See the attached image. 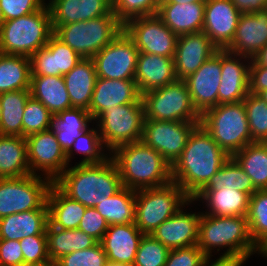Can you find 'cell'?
Segmentation results:
<instances>
[{"label": "cell", "instance_id": "1", "mask_svg": "<svg viewBox=\"0 0 267 266\" xmlns=\"http://www.w3.org/2000/svg\"><path fill=\"white\" fill-rule=\"evenodd\" d=\"M230 156L199 123L172 165V181L193 199Z\"/></svg>", "mask_w": 267, "mask_h": 266}, {"label": "cell", "instance_id": "2", "mask_svg": "<svg viewBox=\"0 0 267 266\" xmlns=\"http://www.w3.org/2000/svg\"><path fill=\"white\" fill-rule=\"evenodd\" d=\"M54 183L87 208H94L123 188L117 165L110 155L99 164L69 165Z\"/></svg>", "mask_w": 267, "mask_h": 266}, {"label": "cell", "instance_id": "3", "mask_svg": "<svg viewBox=\"0 0 267 266\" xmlns=\"http://www.w3.org/2000/svg\"><path fill=\"white\" fill-rule=\"evenodd\" d=\"M109 155L117 165L123 187L138 191L172 181V166L142 140L120 145Z\"/></svg>", "mask_w": 267, "mask_h": 266}, {"label": "cell", "instance_id": "4", "mask_svg": "<svg viewBox=\"0 0 267 266\" xmlns=\"http://www.w3.org/2000/svg\"><path fill=\"white\" fill-rule=\"evenodd\" d=\"M198 247L210 259L212 250L228 249L219 259L243 265L256 252L246 216H213L201 212L198 224Z\"/></svg>", "mask_w": 267, "mask_h": 266}, {"label": "cell", "instance_id": "5", "mask_svg": "<svg viewBox=\"0 0 267 266\" xmlns=\"http://www.w3.org/2000/svg\"><path fill=\"white\" fill-rule=\"evenodd\" d=\"M54 34L47 3L38 11L7 20L0 30L1 54L30 57Z\"/></svg>", "mask_w": 267, "mask_h": 266}, {"label": "cell", "instance_id": "6", "mask_svg": "<svg viewBox=\"0 0 267 266\" xmlns=\"http://www.w3.org/2000/svg\"><path fill=\"white\" fill-rule=\"evenodd\" d=\"M52 27L54 35L82 59L92 58L124 30L113 11L95 19Z\"/></svg>", "mask_w": 267, "mask_h": 266}, {"label": "cell", "instance_id": "7", "mask_svg": "<svg viewBox=\"0 0 267 266\" xmlns=\"http://www.w3.org/2000/svg\"><path fill=\"white\" fill-rule=\"evenodd\" d=\"M200 124L230 157L252 143L243 101L218 104L206 110Z\"/></svg>", "mask_w": 267, "mask_h": 266}, {"label": "cell", "instance_id": "8", "mask_svg": "<svg viewBox=\"0 0 267 266\" xmlns=\"http://www.w3.org/2000/svg\"><path fill=\"white\" fill-rule=\"evenodd\" d=\"M192 202L173 181L161 187L138 190L135 225L144 235L151 234L163 221Z\"/></svg>", "mask_w": 267, "mask_h": 266}, {"label": "cell", "instance_id": "9", "mask_svg": "<svg viewBox=\"0 0 267 266\" xmlns=\"http://www.w3.org/2000/svg\"><path fill=\"white\" fill-rule=\"evenodd\" d=\"M145 120L200 122L185 80L176 81L142 94Z\"/></svg>", "mask_w": 267, "mask_h": 266}, {"label": "cell", "instance_id": "10", "mask_svg": "<svg viewBox=\"0 0 267 266\" xmlns=\"http://www.w3.org/2000/svg\"><path fill=\"white\" fill-rule=\"evenodd\" d=\"M95 121L108 153L120 145L141 141L145 121L143 100L107 108Z\"/></svg>", "mask_w": 267, "mask_h": 266}, {"label": "cell", "instance_id": "11", "mask_svg": "<svg viewBox=\"0 0 267 266\" xmlns=\"http://www.w3.org/2000/svg\"><path fill=\"white\" fill-rule=\"evenodd\" d=\"M40 176L0 178V219L28 210L48 209L47 195L53 182Z\"/></svg>", "mask_w": 267, "mask_h": 266}, {"label": "cell", "instance_id": "12", "mask_svg": "<svg viewBox=\"0 0 267 266\" xmlns=\"http://www.w3.org/2000/svg\"><path fill=\"white\" fill-rule=\"evenodd\" d=\"M139 53L133 39L123 30L91 59L98 78L134 80Z\"/></svg>", "mask_w": 267, "mask_h": 266}, {"label": "cell", "instance_id": "13", "mask_svg": "<svg viewBox=\"0 0 267 266\" xmlns=\"http://www.w3.org/2000/svg\"><path fill=\"white\" fill-rule=\"evenodd\" d=\"M139 52L174 57L178 36L157 15L135 17L124 24Z\"/></svg>", "mask_w": 267, "mask_h": 266}, {"label": "cell", "instance_id": "14", "mask_svg": "<svg viewBox=\"0 0 267 266\" xmlns=\"http://www.w3.org/2000/svg\"><path fill=\"white\" fill-rule=\"evenodd\" d=\"M200 122L145 120L142 141L172 166L181 156L193 129Z\"/></svg>", "mask_w": 267, "mask_h": 266}, {"label": "cell", "instance_id": "15", "mask_svg": "<svg viewBox=\"0 0 267 266\" xmlns=\"http://www.w3.org/2000/svg\"><path fill=\"white\" fill-rule=\"evenodd\" d=\"M26 142L31 174L39 175L38 170L42 171L54 182L69 167L66 153L52 129L31 134L26 137Z\"/></svg>", "mask_w": 267, "mask_h": 266}, {"label": "cell", "instance_id": "16", "mask_svg": "<svg viewBox=\"0 0 267 266\" xmlns=\"http://www.w3.org/2000/svg\"><path fill=\"white\" fill-rule=\"evenodd\" d=\"M221 75V50H218L195 73L184 79L193 106L200 115L218 105Z\"/></svg>", "mask_w": 267, "mask_h": 266}, {"label": "cell", "instance_id": "17", "mask_svg": "<svg viewBox=\"0 0 267 266\" xmlns=\"http://www.w3.org/2000/svg\"><path fill=\"white\" fill-rule=\"evenodd\" d=\"M240 15L231 0H207L202 31L219 50H225L235 35Z\"/></svg>", "mask_w": 267, "mask_h": 266}, {"label": "cell", "instance_id": "18", "mask_svg": "<svg viewBox=\"0 0 267 266\" xmlns=\"http://www.w3.org/2000/svg\"><path fill=\"white\" fill-rule=\"evenodd\" d=\"M218 50L203 31L178 36L174 55L177 79L195 73Z\"/></svg>", "mask_w": 267, "mask_h": 266}, {"label": "cell", "instance_id": "19", "mask_svg": "<svg viewBox=\"0 0 267 266\" xmlns=\"http://www.w3.org/2000/svg\"><path fill=\"white\" fill-rule=\"evenodd\" d=\"M242 59H245L244 62L248 60V64L240 62ZM249 60L251 58L221 50L222 75L218 90V104L237 103L247 96L249 93Z\"/></svg>", "mask_w": 267, "mask_h": 266}, {"label": "cell", "instance_id": "20", "mask_svg": "<svg viewBox=\"0 0 267 266\" xmlns=\"http://www.w3.org/2000/svg\"><path fill=\"white\" fill-rule=\"evenodd\" d=\"M81 60L82 57L53 34L46 46L30 56L31 75L63 76Z\"/></svg>", "mask_w": 267, "mask_h": 266}, {"label": "cell", "instance_id": "21", "mask_svg": "<svg viewBox=\"0 0 267 266\" xmlns=\"http://www.w3.org/2000/svg\"><path fill=\"white\" fill-rule=\"evenodd\" d=\"M267 45V8L261 11L241 14L229 52L251 59Z\"/></svg>", "mask_w": 267, "mask_h": 266}, {"label": "cell", "instance_id": "22", "mask_svg": "<svg viewBox=\"0 0 267 266\" xmlns=\"http://www.w3.org/2000/svg\"><path fill=\"white\" fill-rule=\"evenodd\" d=\"M141 98L142 95L135 80H111L97 77L88 111L95 121L107 108L136 103Z\"/></svg>", "mask_w": 267, "mask_h": 266}, {"label": "cell", "instance_id": "23", "mask_svg": "<svg viewBox=\"0 0 267 266\" xmlns=\"http://www.w3.org/2000/svg\"><path fill=\"white\" fill-rule=\"evenodd\" d=\"M184 207L185 205L151 233L169 250L197 245L201 213H185L182 210Z\"/></svg>", "mask_w": 267, "mask_h": 266}, {"label": "cell", "instance_id": "24", "mask_svg": "<svg viewBox=\"0 0 267 266\" xmlns=\"http://www.w3.org/2000/svg\"><path fill=\"white\" fill-rule=\"evenodd\" d=\"M143 235L135 223L110 225L100 242L108 263L133 266Z\"/></svg>", "mask_w": 267, "mask_h": 266}, {"label": "cell", "instance_id": "25", "mask_svg": "<svg viewBox=\"0 0 267 266\" xmlns=\"http://www.w3.org/2000/svg\"><path fill=\"white\" fill-rule=\"evenodd\" d=\"M134 80L141 95L176 81L174 57L140 52Z\"/></svg>", "mask_w": 267, "mask_h": 266}, {"label": "cell", "instance_id": "26", "mask_svg": "<svg viewBox=\"0 0 267 266\" xmlns=\"http://www.w3.org/2000/svg\"><path fill=\"white\" fill-rule=\"evenodd\" d=\"M52 26H61L105 16L112 11V0H49Z\"/></svg>", "mask_w": 267, "mask_h": 266}, {"label": "cell", "instance_id": "27", "mask_svg": "<svg viewBox=\"0 0 267 266\" xmlns=\"http://www.w3.org/2000/svg\"><path fill=\"white\" fill-rule=\"evenodd\" d=\"M157 15L177 36L203 30L205 3H160Z\"/></svg>", "mask_w": 267, "mask_h": 266}, {"label": "cell", "instance_id": "28", "mask_svg": "<svg viewBox=\"0 0 267 266\" xmlns=\"http://www.w3.org/2000/svg\"><path fill=\"white\" fill-rule=\"evenodd\" d=\"M48 223V209L11 214L0 219V239L20 241L28 236L47 235Z\"/></svg>", "mask_w": 267, "mask_h": 266}, {"label": "cell", "instance_id": "29", "mask_svg": "<svg viewBox=\"0 0 267 266\" xmlns=\"http://www.w3.org/2000/svg\"><path fill=\"white\" fill-rule=\"evenodd\" d=\"M72 108L89 109L97 74L91 58H83L69 73L63 75Z\"/></svg>", "mask_w": 267, "mask_h": 266}, {"label": "cell", "instance_id": "30", "mask_svg": "<svg viewBox=\"0 0 267 266\" xmlns=\"http://www.w3.org/2000/svg\"><path fill=\"white\" fill-rule=\"evenodd\" d=\"M249 196L234 188L223 187L220 190H201L192 200H204L208 207L205 215L213 216H246Z\"/></svg>", "mask_w": 267, "mask_h": 266}, {"label": "cell", "instance_id": "31", "mask_svg": "<svg viewBox=\"0 0 267 266\" xmlns=\"http://www.w3.org/2000/svg\"><path fill=\"white\" fill-rule=\"evenodd\" d=\"M49 223L59 229H78L86 208L67 196L54 182L47 195Z\"/></svg>", "mask_w": 267, "mask_h": 266}, {"label": "cell", "instance_id": "32", "mask_svg": "<svg viewBox=\"0 0 267 266\" xmlns=\"http://www.w3.org/2000/svg\"><path fill=\"white\" fill-rule=\"evenodd\" d=\"M29 90L53 115L72 108L63 76L31 75Z\"/></svg>", "mask_w": 267, "mask_h": 266}, {"label": "cell", "instance_id": "33", "mask_svg": "<svg viewBox=\"0 0 267 266\" xmlns=\"http://www.w3.org/2000/svg\"><path fill=\"white\" fill-rule=\"evenodd\" d=\"M29 174L26 138L0 135V178H20Z\"/></svg>", "mask_w": 267, "mask_h": 266}, {"label": "cell", "instance_id": "34", "mask_svg": "<svg viewBox=\"0 0 267 266\" xmlns=\"http://www.w3.org/2000/svg\"><path fill=\"white\" fill-rule=\"evenodd\" d=\"M93 118L89 111L81 108H70L53 115L52 126L56 140L67 153L74 141L87 129Z\"/></svg>", "mask_w": 267, "mask_h": 266}, {"label": "cell", "instance_id": "35", "mask_svg": "<svg viewBox=\"0 0 267 266\" xmlns=\"http://www.w3.org/2000/svg\"><path fill=\"white\" fill-rule=\"evenodd\" d=\"M47 246L51 263L74 251L90 248L97 241L79 229H59L50 223L47 225Z\"/></svg>", "mask_w": 267, "mask_h": 266}, {"label": "cell", "instance_id": "36", "mask_svg": "<svg viewBox=\"0 0 267 266\" xmlns=\"http://www.w3.org/2000/svg\"><path fill=\"white\" fill-rule=\"evenodd\" d=\"M30 82V57L0 55V94L16 90H29Z\"/></svg>", "mask_w": 267, "mask_h": 266}, {"label": "cell", "instance_id": "37", "mask_svg": "<svg viewBox=\"0 0 267 266\" xmlns=\"http://www.w3.org/2000/svg\"><path fill=\"white\" fill-rule=\"evenodd\" d=\"M232 157L251 178L256 190H267V143L248 144Z\"/></svg>", "mask_w": 267, "mask_h": 266}, {"label": "cell", "instance_id": "38", "mask_svg": "<svg viewBox=\"0 0 267 266\" xmlns=\"http://www.w3.org/2000/svg\"><path fill=\"white\" fill-rule=\"evenodd\" d=\"M108 225L135 223L136 191L123 187L114 196L94 207Z\"/></svg>", "mask_w": 267, "mask_h": 266}, {"label": "cell", "instance_id": "39", "mask_svg": "<svg viewBox=\"0 0 267 266\" xmlns=\"http://www.w3.org/2000/svg\"><path fill=\"white\" fill-rule=\"evenodd\" d=\"M30 97V90H16L0 94V135L22 136L24 108Z\"/></svg>", "mask_w": 267, "mask_h": 266}, {"label": "cell", "instance_id": "40", "mask_svg": "<svg viewBox=\"0 0 267 266\" xmlns=\"http://www.w3.org/2000/svg\"><path fill=\"white\" fill-rule=\"evenodd\" d=\"M223 187L234 188V190L246 193L249 197L257 191L251 178L233 157L224 163L202 190H220Z\"/></svg>", "mask_w": 267, "mask_h": 266}, {"label": "cell", "instance_id": "41", "mask_svg": "<svg viewBox=\"0 0 267 266\" xmlns=\"http://www.w3.org/2000/svg\"><path fill=\"white\" fill-rule=\"evenodd\" d=\"M73 151L84 155V158L79 164H99L109 158L103 152L104 145L98 127L97 130L96 128L87 129L74 141L71 149L66 153L68 164L71 162L72 155L74 156Z\"/></svg>", "mask_w": 267, "mask_h": 266}, {"label": "cell", "instance_id": "42", "mask_svg": "<svg viewBox=\"0 0 267 266\" xmlns=\"http://www.w3.org/2000/svg\"><path fill=\"white\" fill-rule=\"evenodd\" d=\"M252 143H267V101L261 94L248 93L243 100Z\"/></svg>", "mask_w": 267, "mask_h": 266}, {"label": "cell", "instance_id": "43", "mask_svg": "<svg viewBox=\"0 0 267 266\" xmlns=\"http://www.w3.org/2000/svg\"><path fill=\"white\" fill-rule=\"evenodd\" d=\"M249 233L255 246L267 235V190H257L249 198Z\"/></svg>", "mask_w": 267, "mask_h": 266}, {"label": "cell", "instance_id": "44", "mask_svg": "<svg viewBox=\"0 0 267 266\" xmlns=\"http://www.w3.org/2000/svg\"><path fill=\"white\" fill-rule=\"evenodd\" d=\"M53 114L38 100L30 97L22 120V137L51 129Z\"/></svg>", "mask_w": 267, "mask_h": 266}, {"label": "cell", "instance_id": "45", "mask_svg": "<svg viewBox=\"0 0 267 266\" xmlns=\"http://www.w3.org/2000/svg\"><path fill=\"white\" fill-rule=\"evenodd\" d=\"M169 249L151 234L143 235L133 266H164Z\"/></svg>", "mask_w": 267, "mask_h": 266}, {"label": "cell", "instance_id": "46", "mask_svg": "<svg viewBox=\"0 0 267 266\" xmlns=\"http://www.w3.org/2000/svg\"><path fill=\"white\" fill-rule=\"evenodd\" d=\"M158 0H112V11L125 24L135 17L157 14Z\"/></svg>", "mask_w": 267, "mask_h": 266}, {"label": "cell", "instance_id": "47", "mask_svg": "<svg viewBox=\"0 0 267 266\" xmlns=\"http://www.w3.org/2000/svg\"><path fill=\"white\" fill-rule=\"evenodd\" d=\"M107 255L100 242L59 258L54 266H108Z\"/></svg>", "mask_w": 267, "mask_h": 266}, {"label": "cell", "instance_id": "48", "mask_svg": "<svg viewBox=\"0 0 267 266\" xmlns=\"http://www.w3.org/2000/svg\"><path fill=\"white\" fill-rule=\"evenodd\" d=\"M24 266L52 264L48 255L47 235L28 236L20 240Z\"/></svg>", "mask_w": 267, "mask_h": 266}, {"label": "cell", "instance_id": "49", "mask_svg": "<svg viewBox=\"0 0 267 266\" xmlns=\"http://www.w3.org/2000/svg\"><path fill=\"white\" fill-rule=\"evenodd\" d=\"M208 260L198 245H194L170 250L164 266H203Z\"/></svg>", "mask_w": 267, "mask_h": 266}, {"label": "cell", "instance_id": "50", "mask_svg": "<svg viewBox=\"0 0 267 266\" xmlns=\"http://www.w3.org/2000/svg\"><path fill=\"white\" fill-rule=\"evenodd\" d=\"M45 4L44 0H0V9L7 21L36 12Z\"/></svg>", "mask_w": 267, "mask_h": 266}, {"label": "cell", "instance_id": "51", "mask_svg": "<svg viewBox=\"0 0 267 266\" xmlns=\"http://www.w3.org/2000/svg\"><path fill=\"white\" fill-rule=\"evenodd\" d=\"M108 227L106 220L95 208H86L78 229L93 237L97 242H101Z\"/></svg>", "mask_w": 267, "mask_h": 266}, {"label": "cell", "instance_id": "52", "mask_svg": "<svg viewBox=\"0 0 267 266\" xmlns=\"http://www.w3.org/2000/svg\"><path fill=\"white\" fill-rule=\"evenodd\" d=\"M0 266H24L19 240L0 239Z\"/></svg>", "mask_w": 267, "mask_h": 266}, {"label": "cell", "instance_id": "53", "mask_svg": "<svg viewBox=\"0 0 267 266\" xmlns=\"http://www.w3.org/2000/svg\"><path fill=\"white\" fill-rule=\"evenodd\" d=\"M266 90L267 66H260L251 59L249 66V93L262 94Z\"/></svg>", "mask_w": 267, "mask_h": 266}, {"label": "cell", "instance_id": "54", "mask_svg": "<svg viewBox=\"0 0 267 266\" xmlns=\"http://www.w3.org/2000/svg\"><path fill=\"white\" fill-rule=\"evenodd\" d=\"M241 14L261 11L267 8V0H231Z\"/></svg>", "mask_w": 267, "mask_h": 266}, {"label": "cell", "instance_id": "55", "mask_svg": "<svg viewBox=\"0 0 267 266\" xmlns=\"http://www.w3.org/2000/svg\"><path fill=\"white\" fill-rule=\"evenodd\" d=\"M210 259L203 266H240L239 263H236L232 260L228 259H219L217 258L214 262L212 261L210 264Z\"/></svg>", "mask_w": 267, "mask_h": 266}, {"label": "cell", "instance_id": "56", "mask_svg": "<svg viewBox=\"0 0 267 266\" xmlns=\"http://www.w3.org/2000/svg\"><path fill=\"white\" fill-rule=\"evenodd\" d=\"M260 66H267V45L264 46L253 58Z\"/></svg>", "mask_w": 267, "mask_h": 266}, {"label": "cell", "instance_id": "57", "mask_svg": "<svg viewBox=\"0 0 267 266\" xmlns=\"http://www.w3.org/2000/svg\"><path fill=\"white\" fill-rule=\"evenodd\" d=\"M255 251L263 255L262 257H267V235L256 245Z\"/></svg>", "mask_w": 267, "mask_h": 266}, {"label": "cell", "instance_id": "58", "mask_svg": "<svg viewBox=\"0 0 267 266\" xmlns=\"http://www.w3.org/2000/svg\"><path fill=\"white\" fill-rule=\"evenodd\" d=\"M207 0H167L162 3H180V4H187V3H205Z\"/></svg>", "mask_w": 267, "mask_h": 266}, {"label": "cell", "instance_id": "59", "mask_svg": "<svg viewBox=\"0 0 267 266\" xmlns=\"http://www.w3.org/2000/svg\"><path fill=\"white\" fill-rule=\"evenodd\" d=\"M4 22H5V19L3 17L2 10L0 9V30H1V27L3 26Z\"/></svg>", "mask_w": 267, "mask_h": 266}, {"label": "cell", "instance_id": "60", "mask_svg": "<svg viewBox=\"0 0 267 266\" xmlns=\"http://www.w3.org/2000/svg\"><path fill=\"white\" fill-rule=\"evenodd\" d=\"M108 266H131V265L120 264V263H118V264H111V263H109Z\"/></svg>", "mask_w": 267, "mask_h": 266}, {"label": "cell", "instance_id": "61", "mask_svg": "<svg viewBox=\"0 0 267 266\" xmlns=\"http://www.w3.org/2000/svg\"><path fill=\"white\" fill-rule=\"evenodd\" d=\"M261 95H263V97L266 99V101H267V90L266 91H264Z\"/></svg>", "mask_w": 267, "mask_h": 266}, {"label": "cell", "instance_id": "62", "mask_svg": "<svg viewBox=\"0 0 267 266\" xmlns=\"http://www.w3.org/2000/svg\"><path fill=\"white\" fill-rule=\"evenodd\" d=\"M164 1H167V0H158L159 4L164 2Z\"/></svg>", "mask_w": 267, "mask_h": 266}, {"label": "cell", "instance_id": "63", "mask_svg": "<svg viewBox=\"0 0 267 266\" xmlns=\"http://www.w3.org/2000/svg\"><path fill=\"white\" fill-rule=\"evenodd\" d=\"M44 266H54V264L52 263V264H47V265H44Z\"/></svg>", "mask_w": 267, "mask_h": 266}, {"label": "cell", "instance_id": "64", "mask_svg": "<svg viewBox=\"0 0 267 266\" xmlns=\"http://www.w3.org/2000/svg\"><path fill=\"white\" fill-rule=\"evenodd\" d=\"M0 120H1V104H0Z\"/></svg>", "mask_w": 267, "mask_h": 266}]
</instances>
